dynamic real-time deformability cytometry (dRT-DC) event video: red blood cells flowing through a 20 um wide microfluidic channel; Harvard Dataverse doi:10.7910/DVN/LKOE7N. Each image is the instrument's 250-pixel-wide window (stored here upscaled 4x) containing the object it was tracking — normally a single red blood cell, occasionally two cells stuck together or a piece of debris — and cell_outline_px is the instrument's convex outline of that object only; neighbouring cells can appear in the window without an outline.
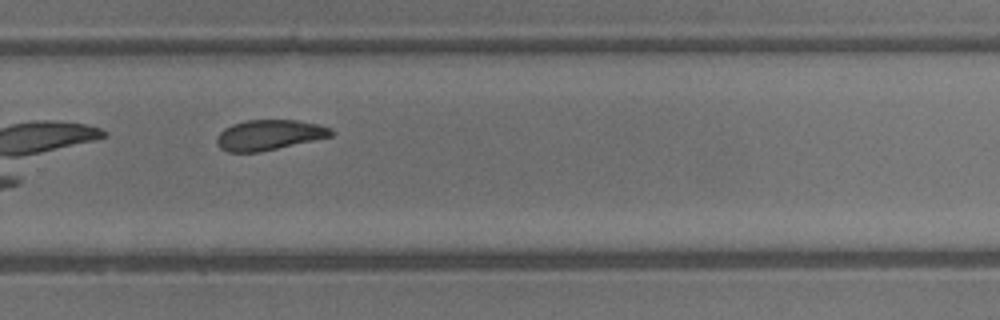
{"species": "common noctule bat (a hibernating species)", "species_latin": "Nyctalus noctula", "temperature_condition": "warm", "stored_images_in_passage": 31, "camera_frame_rate_fps": 3000, "um_per_image_px": 0.085, "animal": {"sex": "male", "body_mass_g": 13.3}, "frame": {"image": 1, "passage_image": 22, "time_ms": 7.0, "image_size_px": [1000, 320], "cell_outline_px": [[332, 136], [260, 152], [228, 152], [220, 148], [216, 144], [216, 136], [224, 128], [232, 124], [244, 120], [296, 120], [320, 124], [332, 128]], "centroid_in_image_um": [22.85, 11.46], "position_along_channel_um": 307.0, "area_um2": 20.29}}